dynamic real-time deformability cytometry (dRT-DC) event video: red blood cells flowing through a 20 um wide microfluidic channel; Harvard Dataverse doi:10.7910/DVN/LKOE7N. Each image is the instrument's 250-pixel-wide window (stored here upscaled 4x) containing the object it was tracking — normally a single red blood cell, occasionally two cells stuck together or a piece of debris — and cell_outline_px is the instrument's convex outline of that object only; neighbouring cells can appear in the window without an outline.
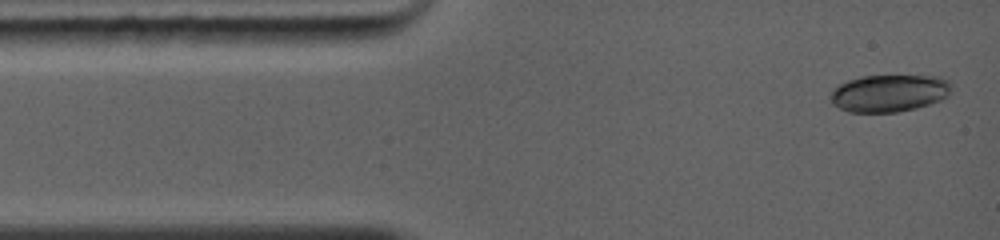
{"species": "common noctule bat (a hibernating species)", "species_latin": "Nyctalus noctula", "temperature_condition": "warm", "stored_images_in_passage": 22, "camera_frame_rate_fps": 5000, "um_per_image_px": 0.085, "animal": {"sex": "female", "body_mass_g": 19.0, "forearm_length_mm": 56.7}, "frame": {"image": 1, "passage_image": 1, "time_ms": 0.0, "image_size_px": [1000, 240], "cell_outline_px": [[948, 96], [940, 100], [916, 108], [896, 112], [848, 112], [832, 104], [832, 92], [840, 84], [848, 80], [860, 76], [940, 76], [948, 80]], "centroid_in_image_um": [75.56, 7.92], "position_along_channel_um": 9.4, "area_um2": 25.89}}
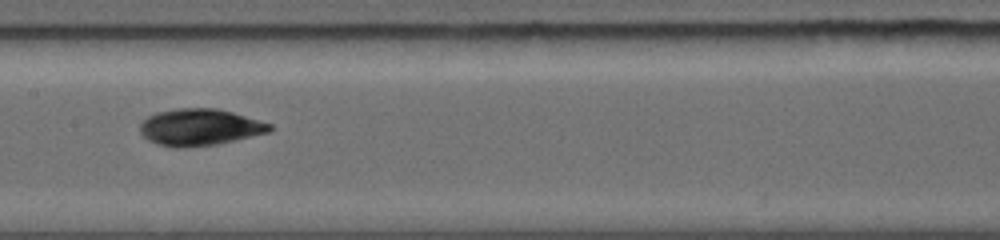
{"frame": {"image": 2, "passage_image": 10, "time_ms": 5.6, "image_size_px": [1000, 240], "cell_outline_px": [[272, 128], [268, 132], [236, 140], [216, 144], [184, 148], [172, 148], [156, 144], [148, 140], [140, 132], [140, 124], [148, 116], [156, 112], [176, 108], [216, 108], [232, 112], [272, 124]], "centroid_in_image_um": [16.94, 10.82], "position_along_channel_um": 190.5, "area_um2": 27.8}}
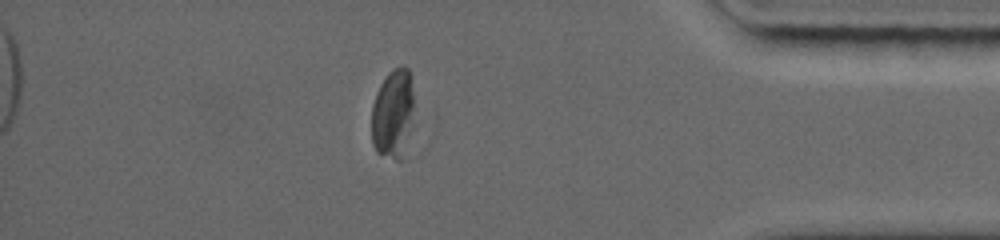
{"frame": {"image": 3, "passage_image": 19, "time_ms": 11.2, "image_size_px": [1000, 240], "cell_outline_px": [[428, 144], [416, 156], [408, 160], [396, 160], [380, 156], [376, 152], [372, 144], [372, 104], [376, 92], [380, 84], [388, 72], [392, 68], [400, 64], [408, 68]], "centroid_in_image_um": [33.77, 10.0], "position_along_channel_um": 401.4, "area_um2": 28.15}, "authors_computed_cell_mechanics": {"area_um2": 27.9174, "velocity_mm_per_s": 4.3328, "shape_relaxation_time_tau1_ms": 3.1519, "shape_relaxation_time_tau2_ms": 10.9937, "deformation_change_tau1": 0.059, "deformation_change_tau2": 0.2183}}